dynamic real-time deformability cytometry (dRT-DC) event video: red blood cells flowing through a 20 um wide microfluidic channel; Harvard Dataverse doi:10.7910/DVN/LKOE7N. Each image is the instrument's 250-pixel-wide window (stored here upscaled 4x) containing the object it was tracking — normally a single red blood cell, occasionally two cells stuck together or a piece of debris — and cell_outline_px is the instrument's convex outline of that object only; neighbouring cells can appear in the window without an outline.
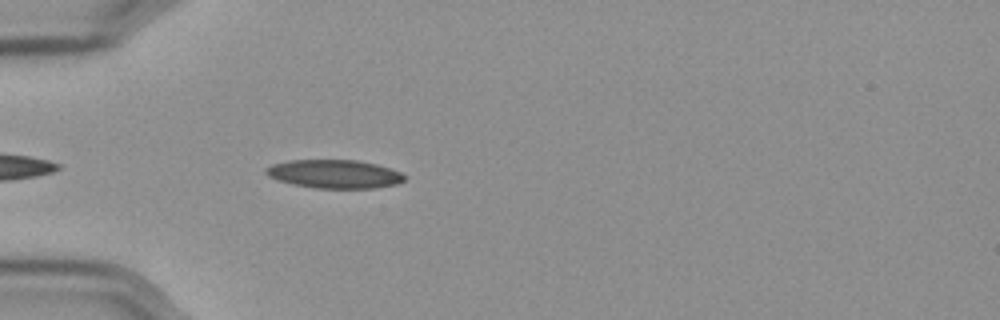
{"species": "Egyptian fruit bat (a non-hibernating species)", "species_latin": "Rousettus aegyptiacus", "temperature_condition": "cold", "stored_images_in_passage": 22, "camera_frame_rate_fps": 3000, "um_per_image_px": 0.085, "frame": {"image": 1, "passage_image": 4, "time_ms": 1.0, "image_size_px": [1000, 320], "cell_outline_px": [[404, 180], [396, 184], [372, 188], [316, 188], [292, 184], [276, 180], [268, 176], [264, 172], [264, 168], [272, 164], [288, 160], [356, 160], [376, 164], [400, 172], [404, 176]], "centroid_in_image_um": [28.35, 14.78], "position_along_channel_um": 56.6, "area_um2": 22.95}}